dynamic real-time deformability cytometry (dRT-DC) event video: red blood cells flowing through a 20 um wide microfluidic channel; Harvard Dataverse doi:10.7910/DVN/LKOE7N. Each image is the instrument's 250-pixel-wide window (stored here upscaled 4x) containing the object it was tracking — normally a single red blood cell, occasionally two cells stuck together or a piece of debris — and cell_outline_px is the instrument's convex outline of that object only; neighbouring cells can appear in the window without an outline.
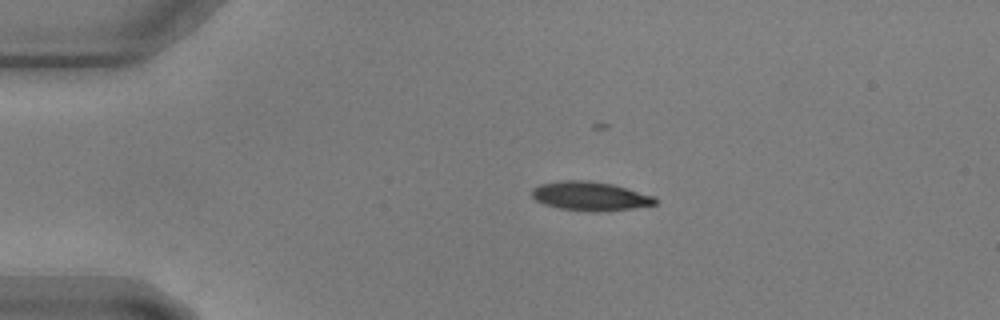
{"species": "common noctule bat (a hibernating species)", "species_latin": "Nyctalus noctula", "temperature_condition": "warm", "stored_images_in_passage": 23, "camera_frame_rate_fps": 3000, "um_per_image_px": 0.085, "animal": {"sex": "male", "body_mass_g": 17.9, "forearm_length_mm": 54.2}, "frame": {"image": 1, "passage_image": 1, "time_ms": 0.0, "image_size_px": [1000, 320], "cell_outline_px": [[660, 200], [656, 204], [632, 208], [596, 212], [592, 212], [560, 208], [544, 204], [536, 200], [532, 196], [532, 188], [540, 184], [564, 180], [588, 180], [612, 184], [628, 188], [656, 196]], "centroid_in_image_um": [50.21, 16.66], "position_along_channel_um": 34.8, "area_um2": 20.92}}
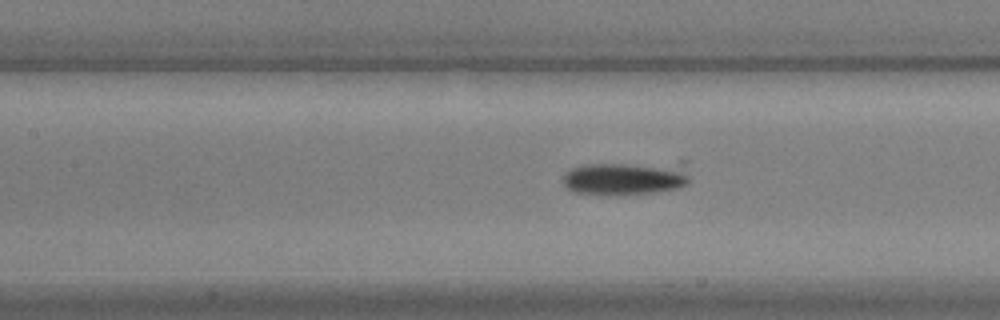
{"frame": {"image": 2, "passage_image": 15, "time_ms": 4.667, "image_size_px": [1000, 320], "cell_outline_px": [[688, 180], [684, 184], [676, 188], [656, 192], [576, 192], [568, 188], [564, 184], [564, 172], [572, 168], [584, 164], [680, 160], [688, 160]], "centroid_in_image_um": [53.35, 15.02], "position_along_channel_um": 154.1, "area_um2": 24.97}}
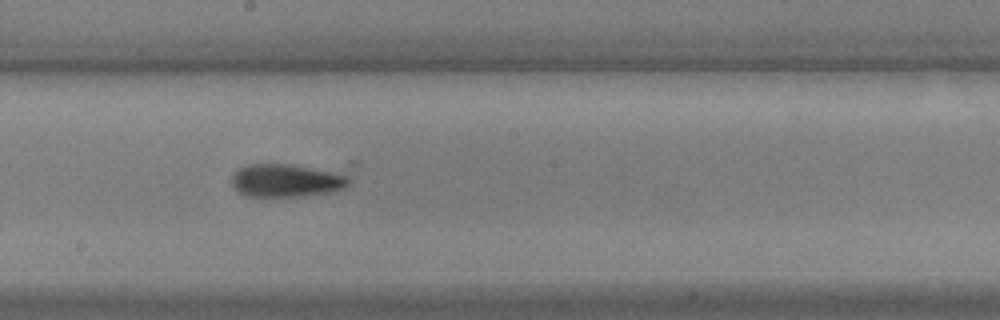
{"frame": {"image": 3, "passage_image": 21, "time_ms": 6.667, "image_size_px": [1000, 320], "cell_outline_px": [[348, 184], [344, 188], [332, 192], [304, 196], [244, 196], [236, 192], [232, 184], [232, 176], [240, 168], [248, 164], [288, 164], [348, 172]], "centroid_in_image_um": [24.39, 15.34], "position_along_channel_um": 223.8, "area_um2": 22.95}}